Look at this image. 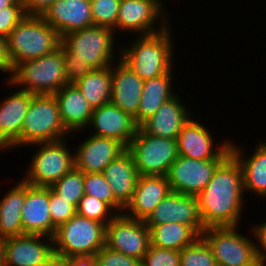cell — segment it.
<instances>
[{"label": "cell", "mask_w": 266, "mask_h": 266, "mask_svg": "<svg viewBox=\"0 0 266 266\" xmlns=\"http://www.w3.org/2000/svg\"><path fill=\"white\" fill-rule=\"evenodd\" d=\"M148 228L166 223L190 226L199 236L206 229L198 210L196 196L171 192L144 221Z\"/></svg>", "instance_id": "9a60e30c"}, {"label": "cell", "mask_w": 266, "mask_h": 266, "mask_svg": "<svg viewBox=\"0 0 266 266\" xmlns=\"http://www.w3.org/2000/svg\"><path fill=\"white\" fill-rule=\"evenodd\" d=\"M27 15H42L57 0H21Z\"/></svg>", "instance_id": "7bdbcfd3"}, {"label": "cell", "mask_w": 266, "mask_h": 266, "mask_svg": "<svg viewBox=\"0 0 266 266\" xmlns=\"http://www.w3.org/2000/svg\"><path fill=\"white\" fill-rule=\"evenodd\" d=\"M84 194L107 203L117 214L123 213L125 207L114 197L103 173L84 174ZM119 211V212H118Z\"/></svg>", "instance_id": "d6a6232c"}, {"label": "cell", "mask_w": 266, "mask_h": 266, "mask_svg": "<svg viewBox=\"0 0 266 266\" xmlns=\"http://www.w3.org/2000/svg\"><path fill=\"white\" fill-rule=\"evenodd\" d=\"M54 257L52 237L23 234L4 239V266H45Z\"/></svg>", "instance_id": "5bb4252c"}, {"label": "cell", "mask_w": 266, "mask_h": 266, "mask_svg": "<svg viewBox=\"0 0 266 266\" xmlns=\"http://www.w3.org/2000/svg\"><path fill=\"white\" fill-rule=\"evenodd\" d=\"M68 133L55 96L34 95L22 126L20 146L59 141L67 138Z\"/></svg>", "instance_id": "8992f818"}, {"label": "cell", "mask_w": 266, "mask_h": 266, "mask_svg": "<svg viewBox=\"0 0 266 266\" xmlns=\"http://www.w3.org/2000/svg\"><path fill=\"white\" fill-rule=\"evenodd\" d=\"M94 25L116 31L121 0H90Z\"/></svg>", "instance_id": "d590c367"}, {"label": "cell", "mask_w": 266, "mask_h": 266, "mask_svg": "<svg viewBox=\"0 0 266 266\" xmlns=\"http://www.w3.org/2000/svg\"><path fill=\"white\" fill-rule=\"evenodd\" d=\"M169 27L155 34L139 36L131 46L117 47L120 59L141 79L155 78L173 69L174 47Z\"/></svg>", "instance_id": "7a4b0ae2"}, {"label": "cell", "mask_w": 266, "mask_h": 266, "mask_svg": "<svg viewBox=\"0 0 266 266\" xmlns=\"http://www.w3.org/2000/svg\"><path fill=\"white\" fill-rule=\"evenodd\" d=\"M34 95L19 89L0 102V152L20 147L22 126Z\"/></svg>", "instance_id": "ac0fdd59"}, {"label": "cell", "mask_w": 266, "mask_h": 266, "mask_svg": "<svg viewBox=\"0 0 266 266\" xmlns=\"http://www.w3.org/2000/svg\"><path fill=\"white\" fill-rule=\"evenodd\" d=\"M49 207L52 223L56 228L69 221L77 213V209L72 204L59 197L50 187Z\"/></svg>", "instance_id": "8d00e7d4"}, {"label": "cell", "mask_w": 266, "mask_h": 266, "mask_svg": "<svg viewBox=\"0 0 266 266\" xmlns=\"http://www.w3.org/2000/svg\"><path fill=\"white\" fill-rule=\"evenodd\" d=\"M172 70L155 78L144 80L143 92L137 113V125L153 116L168 100L176 96L172 89ZM172 90V91H171Z\"/></svg>", "instance_id": "83f0119b"}, {"label": "cell", "mask_w": 266, "mask_h": 266, "mask_svg": "<svg viewBox=\"0 0 266 266\" xmlns=\"http://www.w3.org/2000/svg\"><path fill=\"white\" fill-rule=\"evenodd\" d=\"M141 266H180L179 251L150 245L141 260Z\"/></svg>", "instance_id": "74e56055"}, {"label": "cell", "mask_w": 266, "mask_h": 266, "mask_svg": "<svg viewBox=\"0 0 266 266\" xmlns=\"http://www.w3.org/2000/svg\"><path fill=\"white\" fill-rule=\"evenodd\" d=\"M150 231L144 221L117 214L107 225L105 246L142 260L150 248Z\"/></svg>", "instance_id": "8fae6325"}, {"label": "cell", "mask_w": 266, "mask_h": 266, "mask_svg": "<svg viewBox=\"0 0 266 266\" xmlns=\"http://www.w3.org/2000/svg\"><path fill=\"white\" fill-rule=\"evenodd\" d=\"M6 83L35 95H54L67 84L63 44L40 58L19 63Z\"/></svg>", "instance_id": "3957f363"}, {"label": "cell", "mask_w": 266, "mask_h": 266, "mask_svg": "<svg viewBox=\"0 0 266 266\" xmlns=\"http://www.w3.org/2000/svg\"><path fill=\"white\" fill-rule=\"evenodd\" d=\"M117 63L112 64V87L110 102L123 112L134 117L137 124V113L141 100L144 80L136 75L118 56Z\"/></svg>", "instance_id": "603a6c76"}, {"label": "cell", "mask_w": 266, "mask_h": 266, "mask_svg": "<svg viewBox=\"0 0 266 266\" xmlns=\"http://www.w3.org/2000/svg\"><path fill=\"white\" fill-rule=\"evenodd\" d=\"M243 172L230 153L217 167L207 186L196 198L204 227L237 226L244 206Z\"/></svg>", "instance_id": "6da1fadb"}, {"label": "cell", "mask_w": 266, "mask_h": 266, "mask_svg": "<svg viewBox=\"0 0 266 266\" xmlns=\"http://www.w3.org/2000/svg\"><path fill=\"white\" fill-rule=\"evenodd\" d=\"M21 0H16L11 6L0 10V35L7 37L16 25L26 16Z\"/></svg>", "instance_id": "f35d334b"}, {"label": "cell", "mask_w": 266, "mask_h": 266, "mask_svg": "<svg viewBox=\"0 0 266 266\" xmlns=\"http://www.w3.org/2000/svg\"><path fill=\"white\" fill-rule=\"evenodd\" d=\"M41 17L61 37L94 25L90 0H57Z\"/></svg>", "instance_id": "ffe728a7"}, {"label": "cell", "mask_w": 266, "mask_h": 266, "mask_svg": "<svg viewBox=\"0 0 266 266\" xmlns=\"http://www.w3.org/2000/svg\"><path fill=\"white\" fill-rule=\"evenodd\" d=\"M24 234L52 237L56 227L52 223L49 207V187H36L25 183V201L21 210Z\"/></svg>", "instance_id": "44dd1931"}, {"label": "cell", "mask_w": 266, "mask_h": 266, "mask_svg": "<svg viewBox=\"0 0 266 266\" xmlns=\"http://www.w3.org/2000/svg\"><path fill=\"white\" fill-rule=\"evenodd\" d=\"M0 71L12 74V61L10 59L7 38L0 35Z\"/></svg>", "instance_id": "ee69618b"}, {"label": "cell", "mask_w": 266, "mask_h": 266, "mask_svg": "<svg viewBox=\"0 0 266 266\" xmlns=\"http://www.w3.org/2000/svg\"><path fill=\"white\" fill-rule=\"evenodd\" d=\"M162 3L161 0H121L116 31L136 32L139 36L161 32L170 25L168 14H165L166 9L162 12L164 10ZM158 18L161 21L159 29L155 27Z\"/></svg>", "instance_id": "7c38bea8"}, {"label": "cell", "mask_w": 266, "mask_h": 266, "mask_svg": "<svg viewBox=\"0 0 266 266\" xmlns=\"http://www.w3.org/2000/svg\"><path fill=\"white\" fill-rule=\"evenodd\" d=\"M13 69L60 47L62 38L41 15H26L6 37Z\"/></svg>", "instance_id": "277c9868"}, {"label": "cell", "mask_w": 266, "mask_h": 266, "mask_svg": "<svg viewBox=\"0 0 266 266\" xmlns=\"http://www.w3.org/2000/svg\"><path fill=\"white\" fill-rule=\"evenodd\" d=\"M63 266H97L95 256L81 255L63 259Z\"/></svg>", "instance_id": "f6af8a7d"}, {"label": "cell", "mask_w": 266, "mask_h": 266, "mask_svg": "<svg viewBox=\"0 0 266 266\" xmlns=\"http://www.w3.org/2000/svg\"><path fill=\"white\" fill-rule=\"evenodd\" d=\"M63 57L67 84H74L94 68L80 60H72V53L63 45Z\"/></svg>", "instance_id": "60d3db41"}, {"label": "cell", "mask_w": 266, "mask_h": 266, "mask_svg": "<svg viewBox=\"0 0 266 266\" xmlns=\"http://www.w3.org/2000/svg\"><path fill=\"white\" fill-rule=\"evenodd\" d=\"M251 231L254 240L258 242L257 257L261 266L266 265V222L252 226Z\"/></svg>", "instance_id": "b9f144b4"}, {"label": "cell", "mask_w": 266, "mask_h": 266, "mask_svg": "<svg viewBox=\"0 0 266 266\" xmlns=\"http://www.w3.org/2000/svg\"><path fill=\"white\" fill-rule=\"evenodd\" d=\"M223 160H198L178 156L166 175L171 191L197 196L207 186Z\"/></svg>", "instance_id": "4fadbf2b"}, {"label": "cell", "mask_w": 266, "mask_h": 266, "mask_svg": "<svg viewBox=\"0 0 266 266\" xmlns=\"http://www.w3.org/2000/svg\"><path fill=\"white\" fill-rule=\"evenodd\" d=\"M192 118L183 125L176 139L179 156L198 160L225 159L231 153V141H222L219 147L215 146L217 149L214 148V135Z\"/></svg>", "instance_id": "2e32d148"}, {"label": "cell", "mask_w": 266, "mask_h": 266, "mask_svg": "<svg viewBox=\"0 0 266 266\" xmlns=\"http://www.w3.org/2000/svg\"><path fill=\"white\" fill-rule=\"evenodd\" d=\"M16 0H0V10L11 6Z\"/></svg>", "instance_id": "c3c4849f"}, {"label": "cell", "mask_w": 266, "mask_h": 266, "mask_svg": "<svg viewBox=\"0 0 266 266\" xmlns=\"http://www.w3.org/2000/svg\"><path fill=\"white\" fill-rule=\"evenodd\" d=\"M176 94L165 102L156 113L139 127L147 134L168 139H177L183 125L191 117L189 109Z\"/></svg>", "instance_id": "cb8c5ba5"}, {"label": "cell", "mask_w": 266, "mask_h": 266, "mask_svg": "<svg viewBox=\"0 0 266 266\" xmlns=\"http://www.w3.org/2000/svg\"><path fill=\"white\" fill-rule=\"evenodd\" d=\"M0 266H4V239L0 237Z\"/></svg>", "instance_id": "7dc6e473"}, {"label": "cell", "mask_w": 266, "mask_h": 266, "mask_svg": "<svg viewBox=\"0 0 266 266\" xmlns=\"http://www.w3.org/2000/svg\"><path fill=\"white\" fill-rule=\"evenodd\" d=\"M180 266H217L212 251L200 236L179 251Z\"/></svg>", "instance_id": "836d02e7"}, {"label": "cell", "mask_w": 266, "mask_h": 266, "mask_svg": "<svg viewBox=\"0 0 266 266\" xmlns=\"http://www.w3.org/2000/svg\"><path fill=\"white\" fill-rule=\"evenodd\" d=\"M86 139V140H85ZM74 151L75 168L85 173H102L127 148L119 141L91 135Z\"/></svg>", "instance_id": "e0dca14e"}, {"label": "cell", "mask_w": 266, "mask_h": 266, "mask_svg": "<svg viewBox=\"0 0 266 266\" xmlns=\"http://www.w3.org/2000/svg\"><path fill=\"white\" fill-rule=\"evenodd\" d=\"M74 84L93 109L99 108L111 99L112 65L93 69Z\"/></svg>", "instance_id": "f546056e"}, {"label": "cell", "mask_w": 266, "mask_h": 266, "mask_svg": "<svg viewBox=\"0 0 266 266\" xmlns=\"http://www.w3.org/2000/svg\"><path fill=\"white\" fill-rule=\"evenodd\" d=\"M54 96L64 127L70 133L88 128L93 108L75 84H66Z\"/></svg>", "instance_id": "d4e9b609"}, {"label": "cell", "mask_w": 266, "mask_h": 266, "mask_svg": "<svg viewBox=\"0 0 266 266\" xmlns=\"http://www.w3.org/2000/svg\"><path fill=\"white\" fill-rule=\"evenodd\" d=\"M115 31L93 25L62 36V44L72 53V60L89 63L94 69L111 66L114 54Z\"/></svg>", "instance_id": "9c48e42d"}, {"label": "cell", "mask_w": 266, "mask_h": 266, "mask_svg": "<svg viewBox=\"0 0 266 266\" xmlns=\"http://www.w3.org/2000/svg\"><path fill=\"white\" fill-rule=\"evenodd\" d=\"M171 192L166 176L139 175L132 200L123 213L127 217L145 221Z\"/></svg>", "instance_id": "7402d4cb"}, {"label": "cell", "mask_w": 266, "mask_h": 266, "mask_svg": "<svg viewBox=\"0 0 266 266\" xmlns=\"http://www.w3.org/2000/svg\"><path fill=\"white\" fill-rule=\"evenodd\" d=\"M111 209L112 208L104 201L96 199L91 195L84 194L77 207V214L107 225L117 215V213Z\"/></svg>", "instance_id": "e575fe53"}, {"label": "cell", "mask_w": 266, "mask_h": 266, "mask_svg": "<svg viewBox=\"0 0 266 266\" xmlns=\"http://www.w3.org/2000/svg\"><path fill=\"white\" fill-rule=\"evenodd\" d=\"M127 150L133 156L139 175L166 176L179 156L176 139L152 136L140 127Z\"/></svg>", "instance_id": "30bf717a"}, {"label": "cell", "mask_w": 266, "mask_h": 266, "mask_svg": "<svg viewBox=\"0 0 266 266\" xmlns=\"http://www.w3.org/2000/svg\"><path fill=\"white\" fill-rule=\"evenodd\" d=\"M38 146L31 158L25 183L36 187H51L75 167L74 153L68 148L65 139L32 144ZM71 150V152H70Z\"/></svg>", "instance_id": "ba28073f"}, {"label": "cell", "mask_w": 266, "mask_h": 266, "mask_svg": "<svg viewBox=\"0 0 266 266\" xmlns=\"http://www.w3.org/2000/svg\"><path fill=\"white\" fill-rule=\"evenodd\" d=\"M114 197L124 206L132 200L139 177L132 154L126 150L102 172Z\"/></svg>", "instance_id": "484cf974"}, {"label": "cell", "mask_w": 266, "mask_h": 266, "mask_svg": "<svg viewBox=\"0 0 266 266\" xmlns=\"http://www.w3.org/2000/svg\"><path fill=\"white\" fill-rule=\"evenodd\" d=\"M97 266H141V260L129 257L108 247H102L95 255Z\"/></svg>", "instance_id": "ab89813d"}, {"label": "cell", "mask_w": 266, "mask_h": 266, "mask_svg": "<svg viewBox=\"0 0 266 266\" xmlns=\"http://www.w3.org/2000/svg\"><path fill=\"white\" fill-rule=\"evenodd\" d=\"M238 230L237 226L206 227L201 237L210 247L217 266H261L257 242Z\"/></svg>", "instance_id": "52a82bcc"}, {"label": "cell", "mask_w": 266, "mask_h": 266, "mask_svg": "<svg viewBox=\"0 0 266 266\" xmlns=\"http://www.w3.org/2000/svg\"><path fill=\"white\" fill-rule=\"evenodd\" d=\"M149 231L151 245L178 251L200 237L190 226L180 223L155 225Z\"/></svg>", "instance_id": "4dcf8cb0"}, {"label": "cell", "mask_w": 266, "mask_h": 266, "mask_svg": "<svg viewBox=\"0 0 266 266\" xmlns=\"http://www.w3.org/2000/svg\"><path fill=\"white\" fill-rule=\"evenodd\" d=\"M0 200V237L23 235L21 210L25 201V182L21 180Z\"/></svg>", "instance_id": "f1b7e54d"}, {"label": "cell", "mask_w": 266, "mask_h": 266, "mask_svg": "<svg viewBox=\"0 0 266 266\" xmlns=\"http://www.w3.org/2000/svg\"><path fill=\"white\" fill-rule=\"evenodd\" d=\"M230 150L241 165L244 191L266 198V141L259 142L250 157H246L247 159L243 157L244 152L240 146L233 141H231Z\"/></svg>", "instance_id": "4316f807"}, {"label": "cell", "mask_w": 266, "mask_h": 266, "mask_svg": "<svg viewBox=\"0 0 266 266\" xmlns=\"http://www.w3.org/2000/svg\"><path fill=\"white\" fill-rule=\"evenodd\" d=\"M50 188L77 209L84 195V173L74 167Z\"/></svg>", "instance_id": "1f68e13d"}, {"label": "cell", "mask_w": 266, "mask_h": 266, "mask_svg": "<svg viewBox=\"0 0 266 266\" xmlns=\"http://www.w3.org/2000/svg\"><path fill=\"white\" fill-rule=\"evenodd\" d=\"M45 266H63V258L55 256Z\"/></svg>", "instance_id": "bcb514c9"}, {"label": "cell", "mask_w": 266, "mask_h": 266, "mask_svg": "<svg viewBox=\"0 0 266 266\" xmlns=\"http://www.w3.org/2000/svg\"><path fill=\"white\" fill-rule=\"evenodd\" d=\"M90 126L95 131L92 135L115 139L126 148L139 128L134 117L111 102L93 109L88 127Z\"/></svg>", "instance_id": "d6986e66"}, {"label": "cell", "mask_w": 266, "mask_h": 266, "mask_svg": "<svg viewBox=\"0 0 266 266\" xmlns=\"http://www.w3.org/2000/svg\"><path fill=\"white\" fill-rule=\"evenodd\" d=\"M106 225L77 213L60 225L53 236L54 255L67 259L73 256H94L105 246Z\"/></svg>", "instance_id": "5b68a950"}]
</instances>
